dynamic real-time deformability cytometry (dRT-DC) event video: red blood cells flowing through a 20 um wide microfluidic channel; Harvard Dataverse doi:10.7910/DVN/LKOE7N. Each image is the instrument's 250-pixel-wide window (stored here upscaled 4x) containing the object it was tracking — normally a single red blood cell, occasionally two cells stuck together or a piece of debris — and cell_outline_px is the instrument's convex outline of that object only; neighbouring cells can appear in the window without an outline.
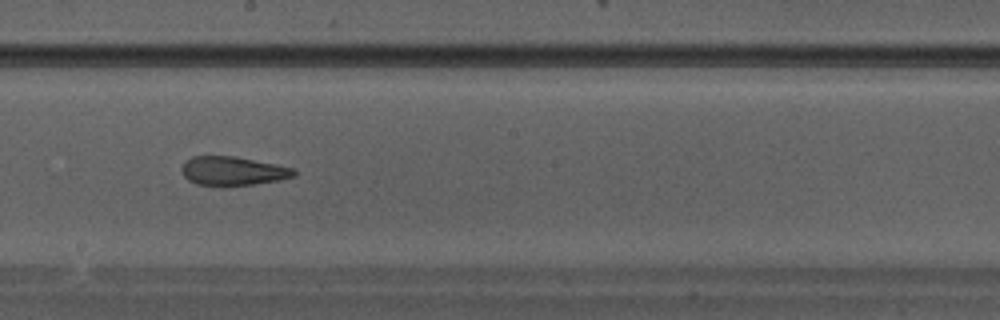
{"species": "Egyptian fruit bat (a non-hibernating species)", "species_latin": "Rousettus aegyptiacus", "temperature_condition": "warm", "stored_images_in_passage": 35, "camera_frame_rate_fps": 3000, "um_per_image_px": 0.085, "animal": {"sex": "male"}, "frame": {"image": 1, "passage_image": 20, "time_ms": 6.333, "image_size_px": [1000, 320], "cell_outline_px": [[296, 176], [276, 180], [252, 184], [220, 188], [196, 184], [188, 180], [184, 176], [180, 168], [192, 156], [232, 156], [276, 164], [296, 168]], "centroid_in_image_um": [19.77, 14.56], "position_along_channel_um": 228.4, "area_um2": 19.19}}